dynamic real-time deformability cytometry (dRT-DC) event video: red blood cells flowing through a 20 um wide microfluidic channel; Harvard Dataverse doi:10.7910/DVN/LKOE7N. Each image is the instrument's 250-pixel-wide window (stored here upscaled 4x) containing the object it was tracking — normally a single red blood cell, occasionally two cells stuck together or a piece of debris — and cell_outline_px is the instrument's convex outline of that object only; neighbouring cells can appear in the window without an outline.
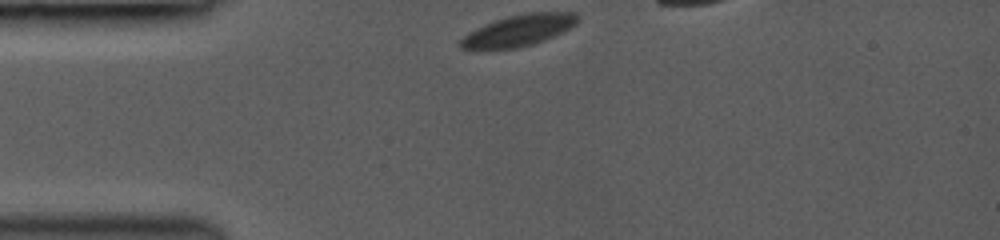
{"species": "common noctule bat (a hibernating species)", "species_latin": "Nyctalus noctula", "temperature_condition": "room temperature", "stored_images_in_passage": 7, "camera_frame_rate_fps": 3000, "um_per_image_px": 0.085, "animal": {"sex": "female", "body_mass_g": 19.0, "forearm_length_mm": 53.3}, "frame": {"image": 1, "passage_image": 1, "time_ms": 0.0, "image_size_px": [1000, 240], "cell_outline_px": [[580, 20], [576, 24], [544, 40], [520, 48], [460, 48], [460, 40], [468, 32], [476, 28], [496, 20], [508, 16], [528, 12], [576, 12], [580, 16]], "centroid_in_image_um": [44.14, 2.56], "position_along_channel_um": 40.9, "area_um2": 21.04}}
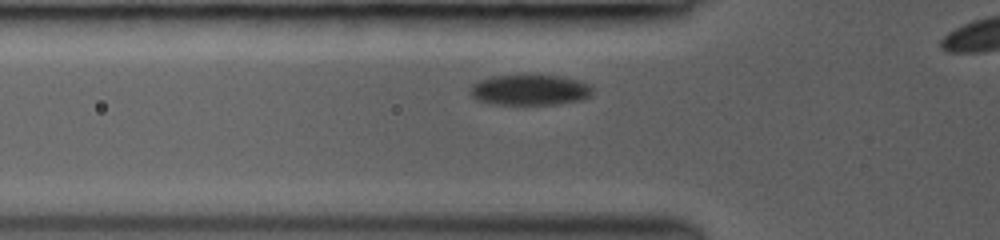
{"frame": {"image": 2, "passage_image": 5, "time_ms": 1.667, "image_size_px": [1000, 240], "cell_outline_px": [[592, 92], [588, 96], [580, 100], [560, 104], [492, 104], [476, 100], [468, 92], [468, 88], [476, 80], [488, 76], [524, 72], [536, 72], [560, 76], [580, 80], [588, 84], [592, 88]], "centroid_in_image_um": [44.95, 7.58], "position_along_channel_um": 80.9, "area_um2": 23.12}}